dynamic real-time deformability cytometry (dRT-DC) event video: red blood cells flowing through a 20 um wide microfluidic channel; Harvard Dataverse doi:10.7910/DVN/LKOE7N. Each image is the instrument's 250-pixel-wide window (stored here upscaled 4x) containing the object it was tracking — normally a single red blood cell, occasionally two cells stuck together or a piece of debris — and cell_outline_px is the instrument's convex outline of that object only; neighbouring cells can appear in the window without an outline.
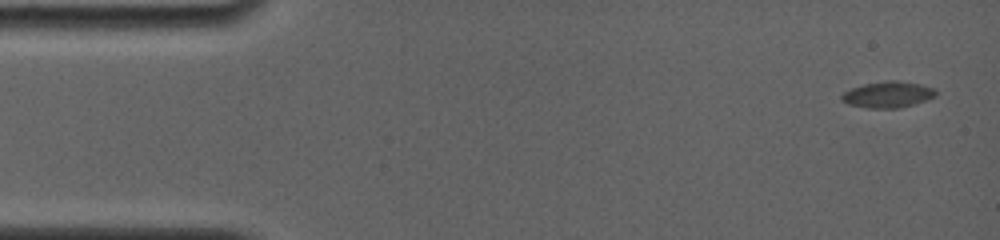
{"species": "common noctule bat (a hibernating species)", "species_latin": "Nyctalus noctula", "temperature_condition": "room temperature", "stored_images_in_passage": 2, "camera_frame_rate_fps": 4000, "um_per_image_px": 0.085, "animal": {"sex": "female", "body_mass_g": 19.0, "forearm_length_mm": 56.7}, "frame": {"image": 1, "passage_image": 2, "time_ms": 1.0, "image_size_px": [1000, 240], "cell_outline_px": [[936, 96], [912, 104], [896, 108], [868, 108], [848, 104], [840, 100], [840, 96], [844, 92], [852, 88], [864, 84], [888, 80], [900, 80], [920, 84], [936, 88]], "centroid_in_image_um": [75.45, 8.02], "position_along_channel_um": 9.5, "area_um2": 14.33}}